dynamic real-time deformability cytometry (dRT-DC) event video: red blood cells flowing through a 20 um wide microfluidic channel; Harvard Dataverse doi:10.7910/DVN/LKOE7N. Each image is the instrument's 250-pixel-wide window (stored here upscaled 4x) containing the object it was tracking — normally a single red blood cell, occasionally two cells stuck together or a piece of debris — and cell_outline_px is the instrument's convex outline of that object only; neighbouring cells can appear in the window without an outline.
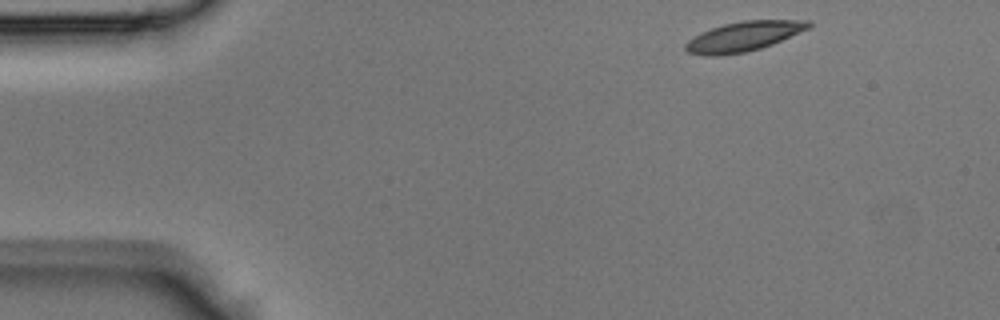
{"species": "Egyptian fruit bat (a non-hibernating species)", "species_latin": "Rousettus aegyptiacus", "temperature_condition": "room temperature", "stored_images_in_passage": 40, "camera_frame_rate_fps": 3000, "um_per_image_px": 0.085, "animal": {"sex": "male"}, "frame": {"image": 1, "passage_image": 1, "time_ms": 0.0, "image_size_px": [1000, 320], "cell_outline_px": [[812, 24], [808, 28], [772, 44], [760, 48], [744, 52], [720, 56], [704, 56], [688, 52], [684, 48], [684, 44], [688, 40], [700, 32], [724, 24], [744, 20], [812, 20]], "centroid_in_image_um": [63.16, 3.1], "position_along_channel_um": 21.8, "area_um2": 21.21}}
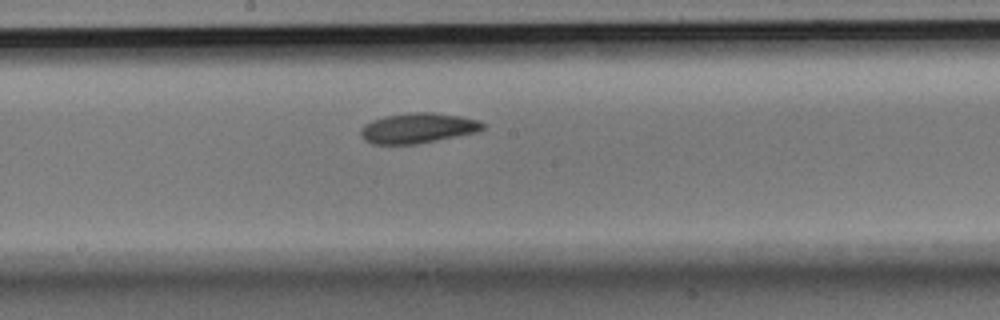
{"frame": {"image": 2, "passage_image": 19, "time_ms": 6.0, "image_size_px": [1000, 320], "cell_outline_px": [[484, 128], [476, 132], [416, 144], [372, 144], [364, 140], [360, 136], [360, 132], [364, 124], [372, 120], [384, 116], [412, 112], [432, 112], [460, 116], [480, 120], [484, 124]], "centroid_in_image_um": [35.49, 10.88], "position_along_channel_um": 212.7, "area_um2": 21.44}}
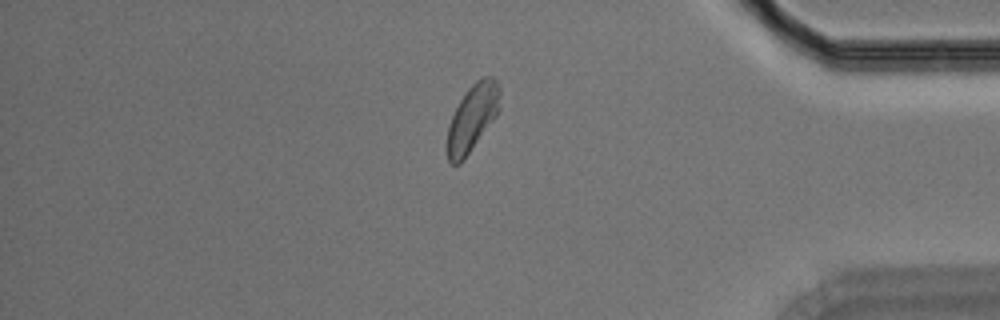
{"frame": {"image": 3, "passage_image": 33, "time_ms": 10.667, "image_size_px": [1000, 320], "cell_outline_px": [[500, 112], [464, 160], [460, 164], [452, 164], [448, 160], [448, 128], [452, 116], [460, 100], [468, 88], [476, 80], [484, 76], [496, 76], [500, 84]], "centroid_in_image_um": [40.21, 9.97], "position_along_channel_um": 395.0, "area_um2": 20.75}}